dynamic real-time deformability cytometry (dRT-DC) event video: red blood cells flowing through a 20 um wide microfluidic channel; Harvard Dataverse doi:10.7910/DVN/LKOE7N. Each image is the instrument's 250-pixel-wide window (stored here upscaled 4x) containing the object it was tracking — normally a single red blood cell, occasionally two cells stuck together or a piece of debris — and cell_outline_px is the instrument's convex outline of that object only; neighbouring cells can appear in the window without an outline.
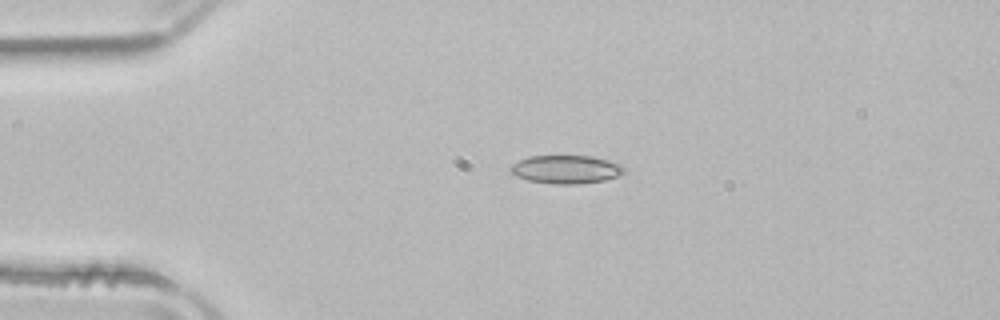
{"species": "common noctule bat (a hibernating species)", "species_latin": "Nyctalus noctula", "temperature_condition": "room temperature", "stored_images_in_passage": 41, "camera_frame_rate_fps": 3000, "um_per_image_px": 0.085, "animal": {"sex": "male", "body_mass_g": 21.5, "forearm_length_mm": 52.0}, "frame": {"image": 1, "passage_image": 1, "time_ms": 0.0, "image_size_px": [1000, 320], "cell_outline_px": [[624, 172], [616, 176], [604, 180], [576, 184], [552, 184], [528, 180], [516, 176], [508, 172], [508, 168], [512, 164], [528, 156], [592, 156], [608, 160], [620, 164], [624, 168]], "centroid_in_image_um": [48.05, 14.39], "position_along_channel_um": 36.9, "area_um2": 18.73}}
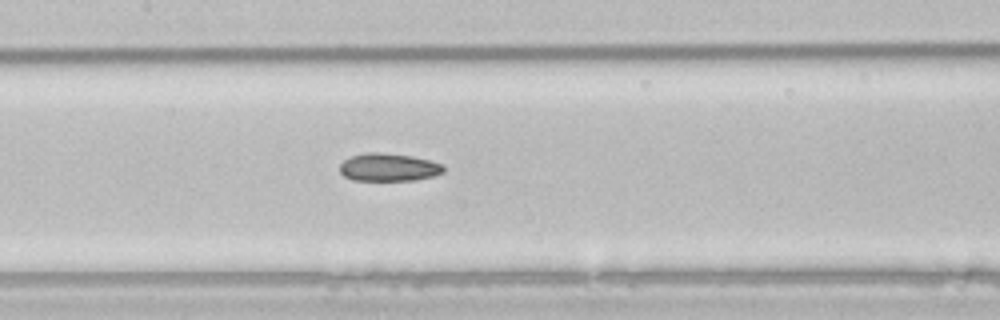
{"frame": {"image": 2, "passage_image": 14, "time_ms": 4.333, "image_size_px": [1000, 320], "cell_outline_px": [[444, 172], [436, 176], [416, 180], [352, 180], [344, 176], [340, 172], [340, 164], [348, 156], [368, 152], [380, 152], [412, 156], [432, 160], [444, 164]], "centroid_in_image_um": [33.06, 14.21], "position_along_channel_um": 174.3, "area_um2": 17.17}}
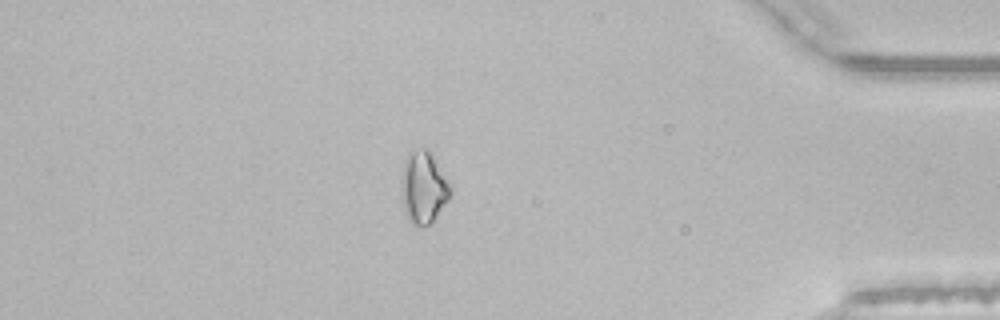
{"frame": {"image": 3, "passage_image": 34, "time_ms": 11.0, "image_size_px": [1000, 320], "cell_outline_px": [[452, 196], [432, 220], [428, 224], [420, 228], [412, 224], [408, 220], [404, 212], [400, 188], [400, 180], [404, 160], [408, 152], [416, 148], [428, 148], [432, 152], [452, 184]], "centroid_in_image_um": [36.0, 15.89], "position_along_channel_um": 399.2, "area_um2": 21.5}, "authors_computed_cell_mechanics": {"area_um2": 17.5712, "velocity_mm_per_s": 3.9435, "shape_relaxation_time_tau1_ms": 6.6891, "shape_relaxation_time_tau2_ms": 4.2317, "deformation_change_tau1": 0.1187, "deformation_change_tau2": 0.1025}}